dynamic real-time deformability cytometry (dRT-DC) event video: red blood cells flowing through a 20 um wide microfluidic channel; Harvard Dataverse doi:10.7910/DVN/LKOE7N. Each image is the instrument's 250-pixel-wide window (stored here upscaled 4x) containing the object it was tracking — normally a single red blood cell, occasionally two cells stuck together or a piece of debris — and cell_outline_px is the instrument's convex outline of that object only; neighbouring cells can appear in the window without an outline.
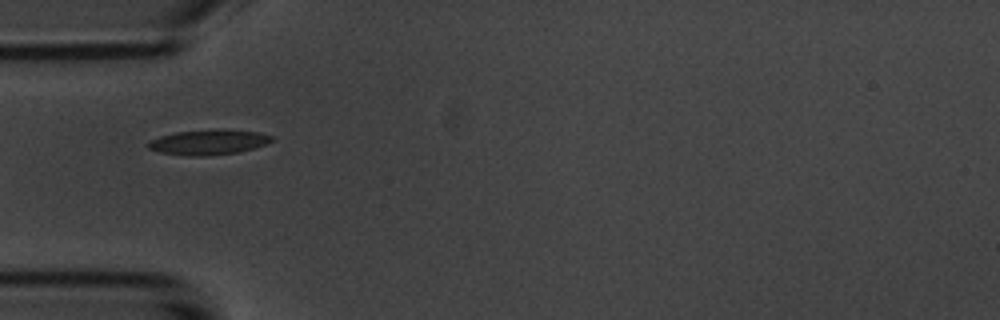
{"species": "common noctule bat (a hibernating species)", "species_latin": "Nyctalus noctula", "temperature_condition": "room temperature", "stored_images_in_passage": 13, "camera_frame_rate_fps": 3000, "um_per_image_px": 0.085, "animal": {"sex": "male", "body_mass_g": 20.1, "forearm_length_mm": 53.5}, "frame": {"image": 1, "passage_image": 3, "time_ms": 3.333, "image_size_px": [1000, 320], "cell_outline_px": [[276, 136], [272, 140], [264, 144], [252, 148], [236, 152], [208, 156], [184, 156], [160, 152], [148, 148], [144, 144], [148, 140], [160, 136], [176, 132], [216, 128], [220, 128], [256, 132]], "centroid_in_image_um": [17.66, 12.07], "position_along_channel_um": 67.3, "area_um2": 18.32}}
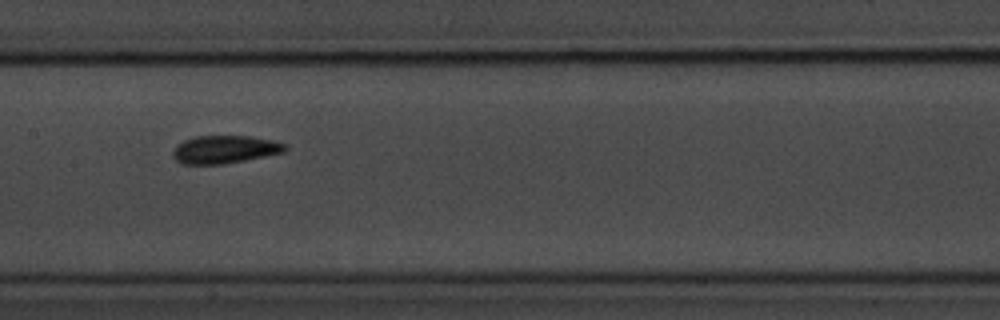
{"frame": {"image": 2, "passage_image": 6, "time_ms": 6.667, "image_size_px": [1000, 320], "cell_outline_px": [[288, 148], [284, 152], [224, 164], [180, 164], [172, 156], [172, 152], [176, 144], [184, 140], [196, 136], [248, 136], [272, 140], [288, 144]], "centroid_in_image_um": [19.08, 12.7], "position_along_channel_um": 188.3, "area_um2": 18.32}}
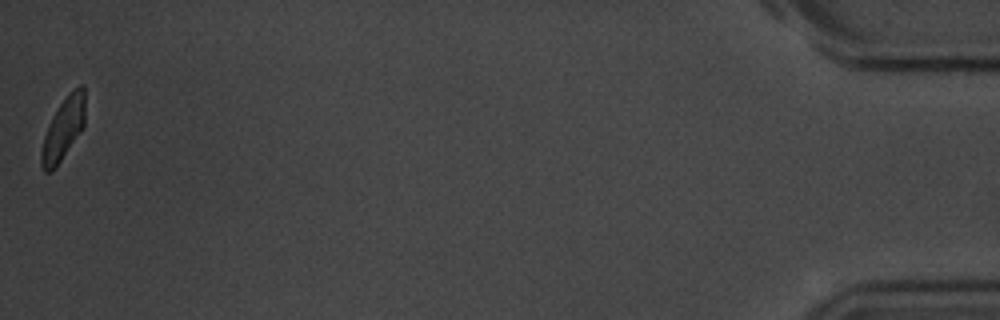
{"frame": {"image": 3, "passage_image": 13, "time_ms": 16.0, "image_size_px": [1000, 320], "cell_outline_px": [[84, 128], [56, 168], [52, 172], [44, 172], [40, 164], [40, 152], [44, 136], [52, 116], [68, 92], [80, 84], [84, 84]], "centroid_in_image_um": [5.37, 10.98], "position_along_channel_um": 429.8, "area_um2": 16.13}, "authors_computed_cell_mechanics": {"area_um2": 17.3978, "velocity_mm_per_s": 3.6195, "shape_relaxation_time_tau1_ms": 3.6257, "shape_relaxation_time_tau2_ms": 2.1262, "deformation_change_tau1": 0.1154, "deformation_change_tau2": 0.0534}}